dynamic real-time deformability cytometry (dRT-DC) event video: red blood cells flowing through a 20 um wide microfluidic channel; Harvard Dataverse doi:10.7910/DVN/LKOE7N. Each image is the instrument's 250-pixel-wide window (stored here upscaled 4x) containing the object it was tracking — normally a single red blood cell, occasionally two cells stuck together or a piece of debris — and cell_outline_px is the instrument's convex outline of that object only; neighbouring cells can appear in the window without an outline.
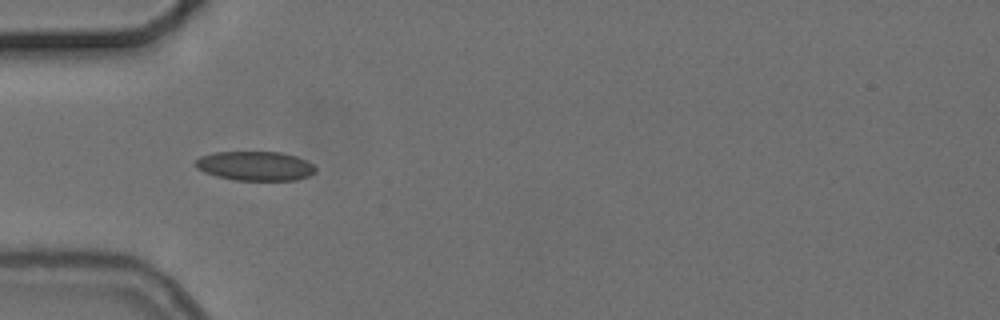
{"species": "common noctule bat (a hibernating species)", "species_latin": "Nyctalus noctula", "temperature_condition": "cold", "stored_images_in_passage": 8, "camera_frame_rate_fps": 3000, "um_per_image_px": 0.085, "animal": {"sex": "female", "body_mass_g": 24.6, "forearm_length_mm": 56.2}, "frame": {"image": 1, "passage_image": 4, "time_ms": 3.333, "image_size_px": [1000, 320], "cell_outline_px": [[316, 172], [308, 176], [296, 180], [236, 180], [216, 176], [204, 172], [196, 168], [196, 160], [200, 156], [212, 152], [280, 152], [296, 156], [312, 164], [316, 168]], "centroid_in_image_um": [21.68, 14.1], "position_along_channel_um": 63.3, "area_um2": 20.46}}
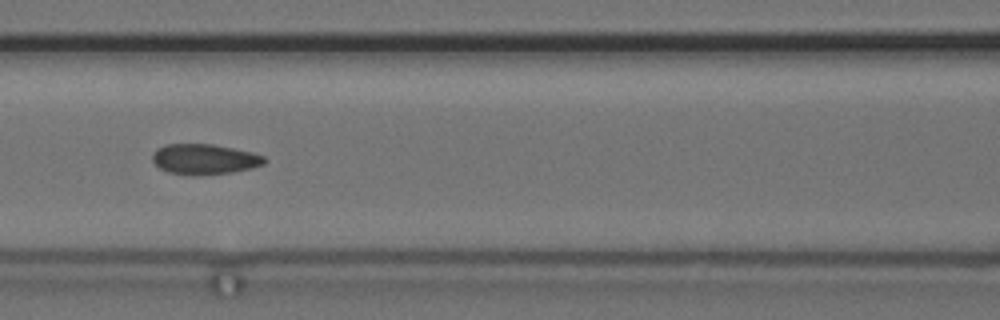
{"frame": {"image": 2, "passage_image": 6, "time_ms": 5.667, "image_size_px": [1000, 320], "cell_outline_px": [[268, 160], [264, 164], [252, 168], [232, 172], [200, 176], [192, 176], [168, 172], [160, 168], [152, 160], [152, 152], [156, 148], [164, 144], [212, 144], [252, 152], [264, 156]], "centroid_in_image_um": [17.36, 13.54], "position_along_channel_um": 149.2, "area_um2": 20.11}}
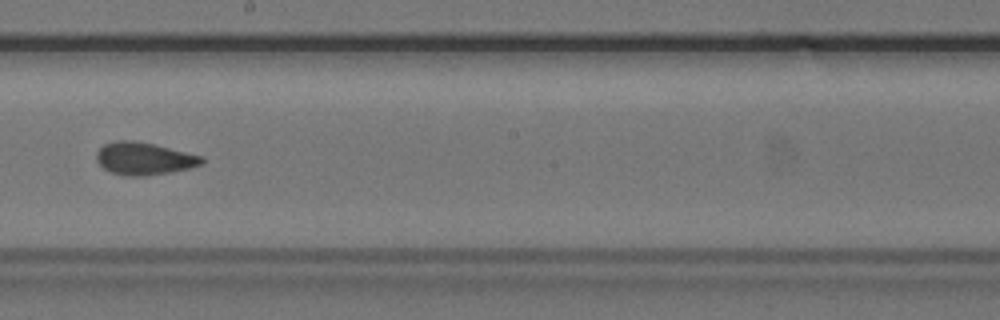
{"frame": {"image": 3, "passage_image": 8, "time_ms": 8.0, "image_size_px": [1000, 320], "cell_outline_px": [[204, 164], [188, 168], [168, 172], [144, 176], [128, 176], [112, 172], [104, 168], [96, 160], [96, 152], [104, 144], [116, 140], [132, 140], [156, 144], [204, 156]], "centroid_in_image_um": [12.26, 13.46], "position_along_channel_um": 235.9, "area_um2": 20.0}}